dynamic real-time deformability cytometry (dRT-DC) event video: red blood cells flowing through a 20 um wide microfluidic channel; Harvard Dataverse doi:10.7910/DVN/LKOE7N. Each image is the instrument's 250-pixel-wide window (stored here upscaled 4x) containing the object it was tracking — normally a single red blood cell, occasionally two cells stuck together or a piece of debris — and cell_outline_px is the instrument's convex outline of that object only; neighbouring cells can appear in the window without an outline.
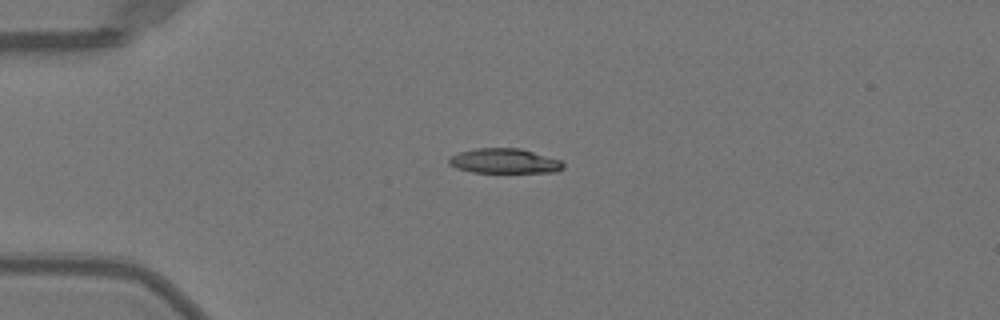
{"species": "Egyptian fruit bat (a non-hibernating species)", "species_latin": "Rousettus aegyptiacus", "temperature_condition": "warm", "stored_images_in_passage": 39, "camera_frame_rate_fps": 3000, "um_per_image_px": 0.085, "animal": {"sex": "female"}, "frame": {"image": 1, "passage_image": 1, "time_ms": 0.0, "image_size_px": [1000, 320], "cell_outline_px": [[564, 168], [556, 172], [472, 172], [456, 168], [448, 164], [448, 160], [452, 156], [460, 152], [476, 148], [520, 148], [560, 160], [564, 164]], "centroid_in_image_um": [42.87, 13.69], "position_along_channel_um": 42.1, "area_um2": 16.42}}
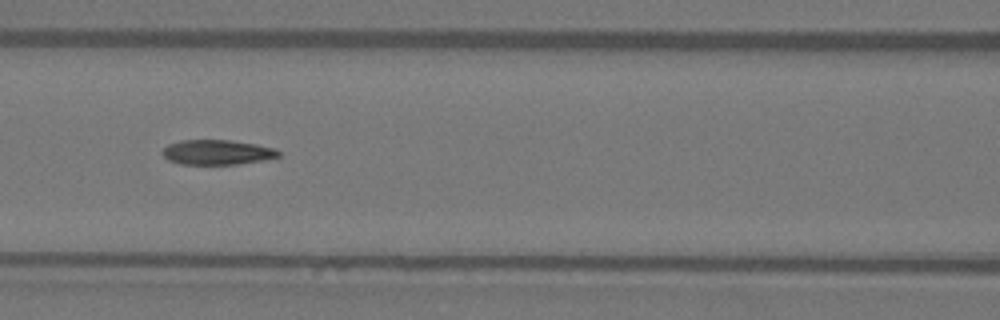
{"frame": {"image": 2, "passage_image": 11, "time_ms": 3.333, "image_size_px": [1000, 320], "cell_outline_px": [[280, 156], [260, 160], [236, 164], [180, 164], [168, 160], [160, 152], [168, 144], [180, 140], [228, 140], [256, 144], [276, 148], [280, 152]], "centroid_in_image_um": [18.42, 12.93], "position_along_channel_um": 148.2, "area_um2": 16.76}}
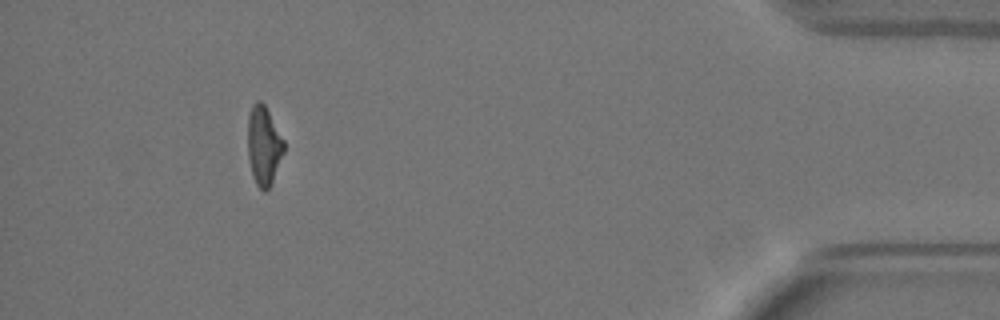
{"frame": {"image": 3, "passage_image": 35, "time_ms": 11.333, "image_size_px": [1000, 320], "cell_outline_px": [[284, 152], [272, 180], [268, 188], [264, 192], [256, 184], [252, 176], [248, 160], [248, 116], [252, 104], [256, 100], [260, 100], [264, 104], [284, 140]], "centroid_in_image_um": [22.4, 12.36], "position_along_channel_um": 412.8, "area_um2": 16.53}, "authors_computed_cell_mechanics": {"area_um2": 17.2822, "velocity_mm_per_s": 4.0315, "shape_relaxation_time_tau1_ms": 7.4267, "shape_relaxation_time_tau2_ms": 3.2547, "deformation_change_tau1": 0.2267, "deformation_change_tau2": 0.1107}}